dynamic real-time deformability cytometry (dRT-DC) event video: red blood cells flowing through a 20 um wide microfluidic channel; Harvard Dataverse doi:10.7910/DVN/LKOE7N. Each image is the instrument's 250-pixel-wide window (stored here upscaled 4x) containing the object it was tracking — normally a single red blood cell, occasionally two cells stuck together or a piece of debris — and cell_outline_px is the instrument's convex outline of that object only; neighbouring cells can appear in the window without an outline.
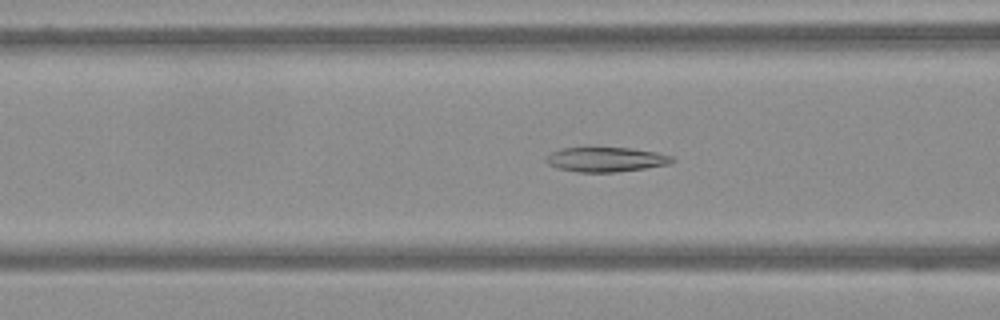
{"species": "Egyptian fruit bat (a non-hibernating species)", "species_latin": "Rousettus aegyptiacus", "temperature_condition": "warm", "stored_images_in_passage": 63, "camera_frame_rate_fps": 3000, "um_per_image_px": 0.085, "frame": {"image": 1, "passage_image": 26, "time_ms": 8.333, "image_size_px": [1000, 320], "cell_outline_px": [[676, 160], [672, 164], [616, 172], [576, 172], [556, 168], [548, 164], [544, 160], [552, 152], [560, 148], [632, 148], [656, 152], [672, 156]], "centroid_in_image_um": [51.52, 13.56], "position_along_channel_um": 115.1, "area_um2": 18.15}}
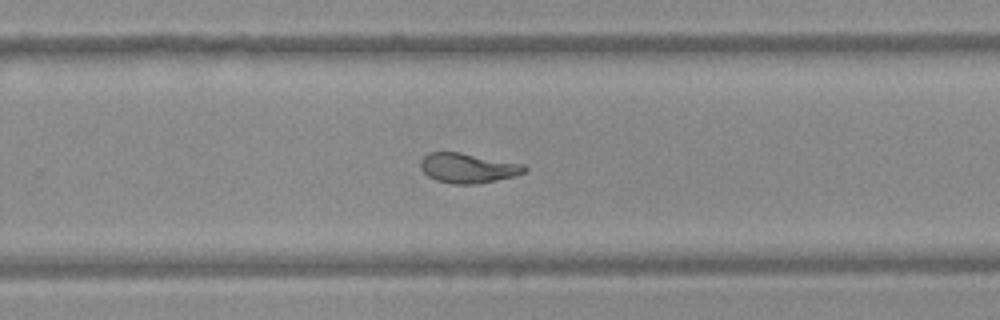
{"frame": {"image": 2, "passage_image": 42, "time_ms": 13.667, "image_size_px": [1000, 320], "cell_outline_px": [[528, 168], [524, 172], [516, 176], [476, 184], [452, 184], [436, 180], [428, 176], [420, 168], [420, 160], [428, 152], [460, 152], [524, 164]], "centroid_in_image_um": [39.76, 14.28], "position_along_channel_um": 290.0, "area_um2": 18.15}}
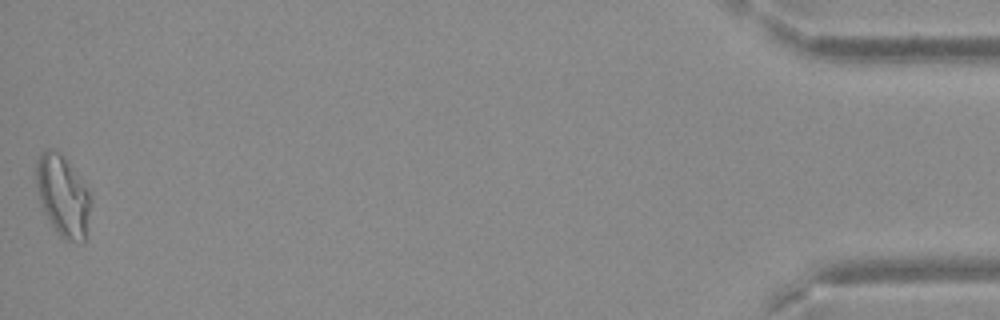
{"frame": {"image": 3, "passage_image": 63, "time_ms": 20.667, "image_size_px": [1000, 320], "cell_outline_px": [[92, 200], [88, 236], [84, 244], [80, 244], [68, 240], [60, 236], [44, 212], [40, 200], [36, 184], [36, 160], [40, 152], [48, 148], [56, 152], [64, 160], [88, 192]], "centroid_in_image_um": [5.36, 16.76], "position_along_channel_um": 429.8, "area_um2": 25.37}}